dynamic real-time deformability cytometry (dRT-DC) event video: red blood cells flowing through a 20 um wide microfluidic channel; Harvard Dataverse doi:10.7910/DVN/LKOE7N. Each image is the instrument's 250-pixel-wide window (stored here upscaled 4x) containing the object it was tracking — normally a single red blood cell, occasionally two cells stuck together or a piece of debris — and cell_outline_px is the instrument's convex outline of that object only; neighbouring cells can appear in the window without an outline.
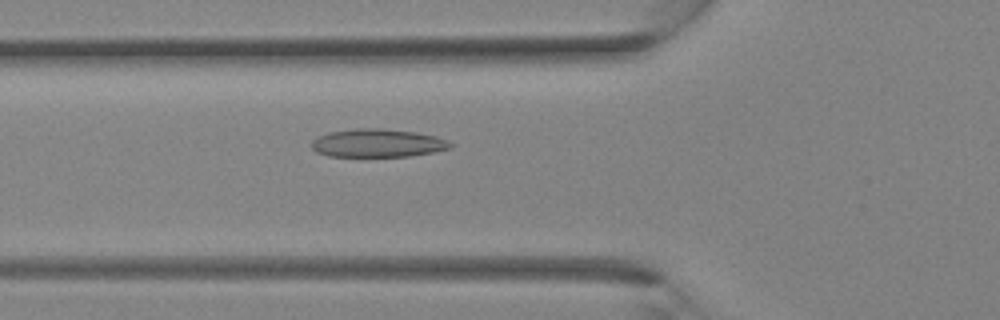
{"species": "Egyptian fruit bat (a non-hibernating species)", "species_latin": "Rousettus aegyptiacus", "temperature_condition": "room temperature", "stored_images_in_passage": 27, "camera_frame_rate_fps": 3000, "um_per_image_px": 0.085, "animal": {"sex": "female"}, "frame": {"image": 1, "passage_image": 5, "time_ms": 1.333, "image_size_px": [1000, 320], "cell_outline_px": [[452, 148], [432, 152], [408, 156], [328, 156], [316, 152], [312, 148], [312, 140], [316, 136], [328, 132], [356, 128], [380, 128], [416, 132], [436, 136], [448, 140], [452, 144]], "centroid_in_image_um": [32.08, 12.15], "position_along_channel_um": 93.7, "area_um2": 22.89}}
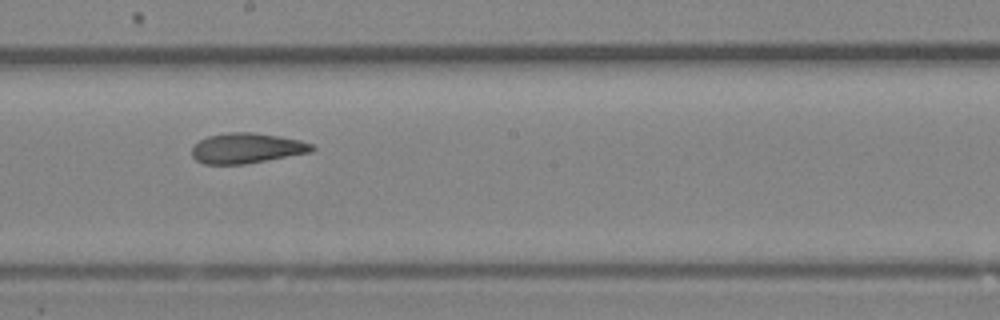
{"frame": {"image": 2, "passage_image": 12, "time_ms": 3.667, "image_size_px": [1000, 320], "cell_outline_px": [[316, 148], [312, 152], [244, 164], [204, 164], [196, 160], [192, 156], [192, 148], [200, 140], [208, 136], [228, 132], [252, 132], [280, 136], [300, 140], [312, 144]], "centroid_in_image_um": [20.98, 12.59], "position_along_channel_um": 227.2, "area_um2": 21.15}}
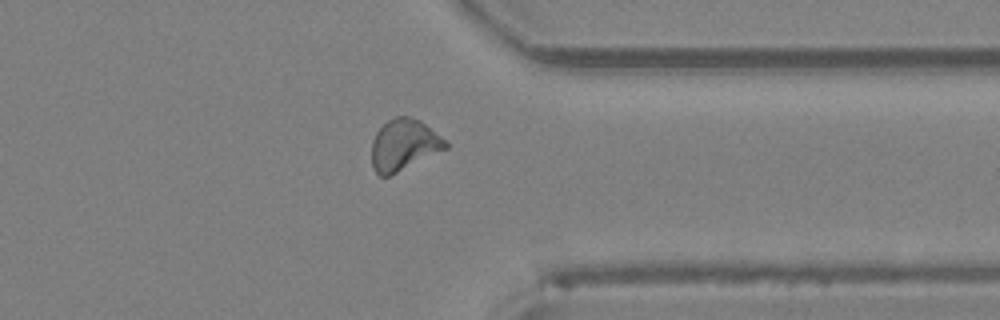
{"frame": {"image": 3, "passage_image": 20, "time_ms": 6.333, "image_size_px": [1000, 320], "cell_outline_px": [[448, 148], [388, 176], [380, 176], [376, 172], [372, 164], [372, 140], [376, 132], [388, 120], [396, 116], [408, 116], [420, 120], [448, 140]], "centroid_in_image_um": [34.35, 12.29], "position_along_channel_um": 377.0, "area_um2": 22.02}}